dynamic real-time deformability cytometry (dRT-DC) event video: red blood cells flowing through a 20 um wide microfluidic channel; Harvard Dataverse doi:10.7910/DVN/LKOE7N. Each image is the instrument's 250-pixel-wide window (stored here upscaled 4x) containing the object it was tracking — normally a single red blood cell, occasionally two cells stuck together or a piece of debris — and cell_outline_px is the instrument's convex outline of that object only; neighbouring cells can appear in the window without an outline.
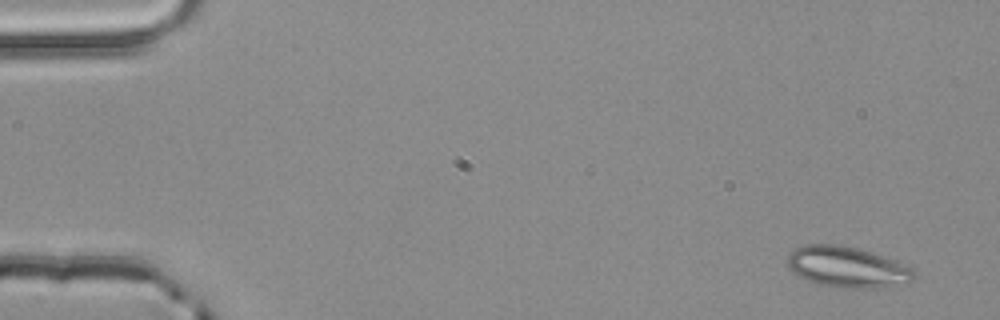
{"species": "common noctule bat (a hibernating species)", "species_latin": "Nyctalus noctula", "temperature_condition": "room temperature", "stored_images_in_passage": 4, "camera_frame_rate_fps": 3000, "um_per_image_px": 0.085, "animal": {"sex": "male", "body_mass_g": 20.4}, "frame": {"image": 1, "passage_image": 1, "time_ms": 0.0, "image_size_px": [1000, 320], "cell_outline_px": [[916, 276], [908, 284], [884, 288], [840, 288], [820, 284], [808, 280], [800, 276], [788, 268], [788, 256], [796, 248], [804, 244], [836, 244], [856, 248], [872, 252], [912, 268]], "centroid_in_image_um": [72.05, 22.72], "position_along_channel_um": 13.0, "area_um2": 30.11}}